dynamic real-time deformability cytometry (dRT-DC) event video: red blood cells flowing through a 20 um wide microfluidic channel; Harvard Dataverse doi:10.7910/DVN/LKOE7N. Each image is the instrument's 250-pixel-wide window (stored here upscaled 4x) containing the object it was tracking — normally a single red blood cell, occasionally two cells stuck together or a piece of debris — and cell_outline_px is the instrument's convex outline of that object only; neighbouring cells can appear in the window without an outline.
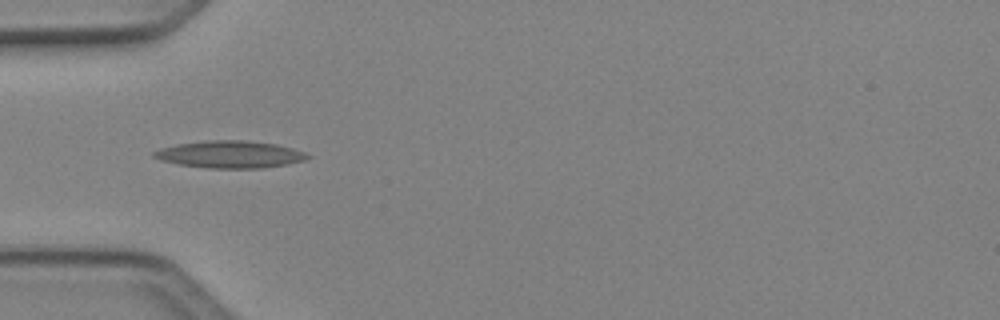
{"species": "Egyptian fruit bat (a non-hibernating species)", "species_latin": "Rousettus aegyptiacus", "temperature_condition": "cold", "stored_images_in_passage": 28, "camera_frame_rate_fps": 3000, "um_per_image_px": 0.085, "animal": {"sex": "female"}, "frame": {"image": 1, "passage_image": 1, "time_ms": 0.0, "image_size_px": [1000, 320], "cell_outline_px": [[312, 156], [304, 160], [264, 168], [208, 168], [180, 164], [160, 160], [152, 156], [152, 152], [160, 148], [176, 144], [208, 140], [244, 140], [276, 144], [292, 148], [304, 152]], "centroid_in_image_um": [19.52, 13.12], "position_along_channel_um": 65.5, "area_um2": 24.22}}
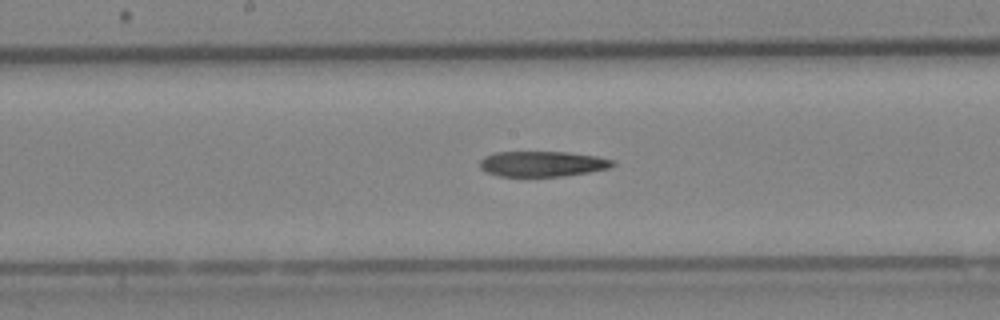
{"frame": {"image": 2, "passage_image": 11, "time_ms": 3.333, "image_size_px": [1000, 320], "cell_outline_px": [[616, 164], [608, 168], [588, 172], [564, 176], [500, 176], [484, 172], [480, 168], [480, 160], [484, 156], [496, 152], [568, 152], [596, 156], [612, 160]], "centroid_in_image_um": [46.06, 13.92], "position_along_channel_um": 202.1, "area_um2": 19.65}}
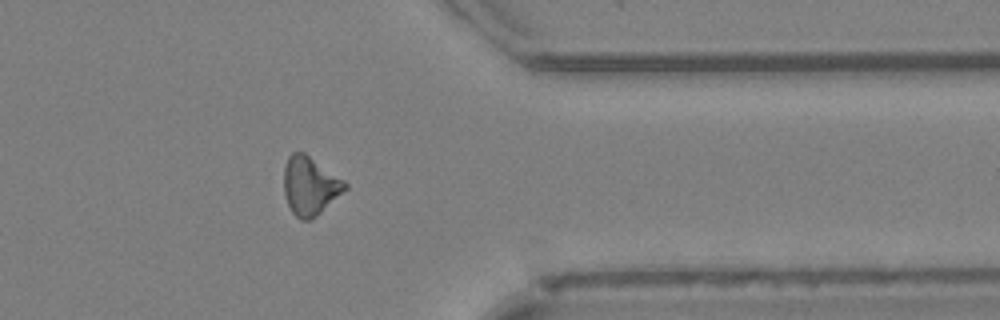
{"frame": {"image": 3, "passage_image": 25, "time_ms": 8.0, "image_size_px": [1000, 320], "cell_outline_px": [[348, 188], [312, 220], [300, 220], [292, 212], [284, 196], [284, 168], [288, 156], [292, 152], [304, 152], [344, 180], [348, 184]], "centroid_in_image_um": [26.34, 15.8], "position_along_channel_um": 385.1, "area_um2": 20.87}}